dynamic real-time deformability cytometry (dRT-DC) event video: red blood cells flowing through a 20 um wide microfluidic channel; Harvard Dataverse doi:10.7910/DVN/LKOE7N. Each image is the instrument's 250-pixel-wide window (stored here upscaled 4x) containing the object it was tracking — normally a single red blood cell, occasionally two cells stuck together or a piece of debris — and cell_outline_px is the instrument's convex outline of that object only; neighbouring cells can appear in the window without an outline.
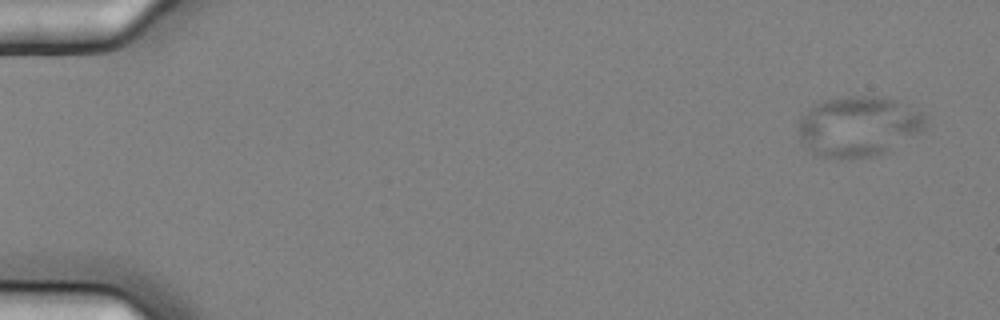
{"species": "common noctule bat (a hibernating species)", "species_latin": "Nyctalus noctula", "temperature_condition": "cold", "stored_images_in_passage": 6, "camera_frame_rate_fps": 3000, "um_per_image_px": 0.085, "animal": {"sex": "female", "body_mass_g": 25.1}, "frame": {"image": 1, "passage_image": 1, "time_ms": 0.0, "image_size_px": [1000, 320], "cell_outline_px": [[928, 124], [924, 132], [876, 156], [852, 160], [816, 156], [800, 140], [796, 128], [800, 116], [816, 104], [824, 100], [848, 96], [876, 96], [900, 100], [908, 104], [928, 116]], "centroid_in_image_um": [73.01, 10.75], "position_along_channel_um": 12.0, "area_um2": 45.78}}
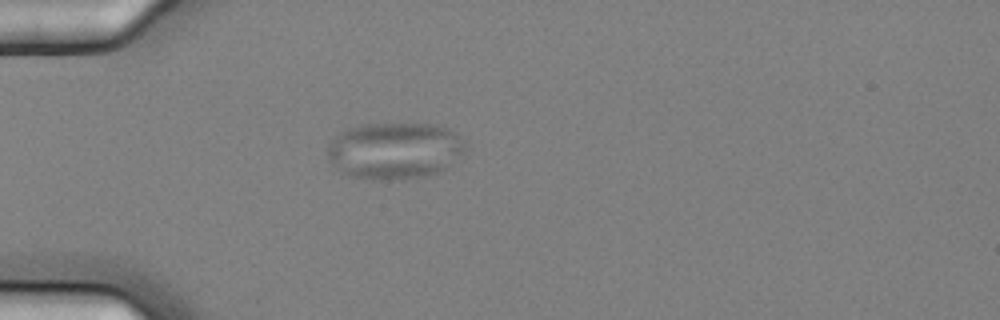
{"frame": {"image": 2, "passage_image": 5, "time_ms": 1.333, "image_size_px": [1000, 320], "cell_outline_px": [[468, 144], [464, 152], [444, 172], [420, 176], [348, 176], [328, 160], [328, 144], [340, 132], [348, 128], [364, 124], [440, 124], [456, 132]], "centroid_in_image_um": [33.62, 12.73], "position_along_channel_um": 51.4, "area_um2": 44.8}}